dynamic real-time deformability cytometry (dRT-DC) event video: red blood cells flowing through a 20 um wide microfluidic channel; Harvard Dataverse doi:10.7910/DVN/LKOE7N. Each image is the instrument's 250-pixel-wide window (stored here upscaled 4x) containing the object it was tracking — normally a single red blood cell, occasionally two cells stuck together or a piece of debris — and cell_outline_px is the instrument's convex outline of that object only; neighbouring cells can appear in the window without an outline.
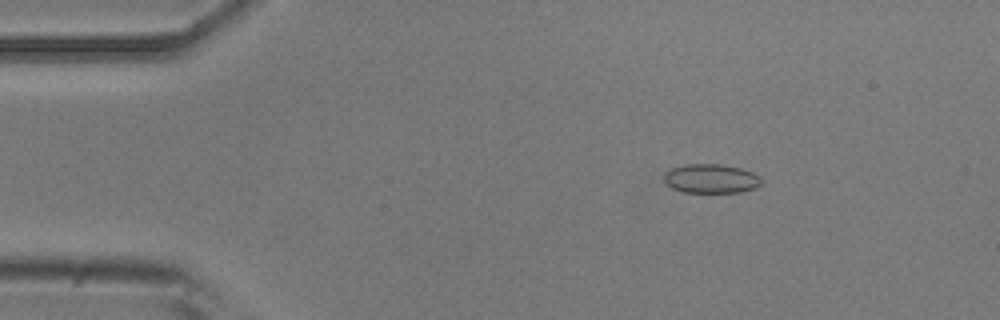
{"species": "common noctule bat (a hibernating species)", "species_latin": "Nyctalus noctula", "temperature_condition": "room temperature", "stored_images_in_passage": 46, "camera_frame_rate_fps": 3000, "um_per_image_px": 0.085, "animal": {"sex": "male", "body_mass_g": 20.5, "forearm_length_mm": 52.5}, "frame": {"image": 1, "passage_image": 2, "time_ms": 0.333, "image_size_px": [1000, 320], "cell_outline_px": [[760, 184], [756, 188], [740, 192], [684, 192], [672, 188], [664, 180], [664, 172], [672, 168], [688, 164], [720, 164], [740, 168], [752, 172], [760, 176]], "centroid_in_image_um": [60.44, 15.18], "position_along_channel_um": 24.6, "area_um2": 16.42}}
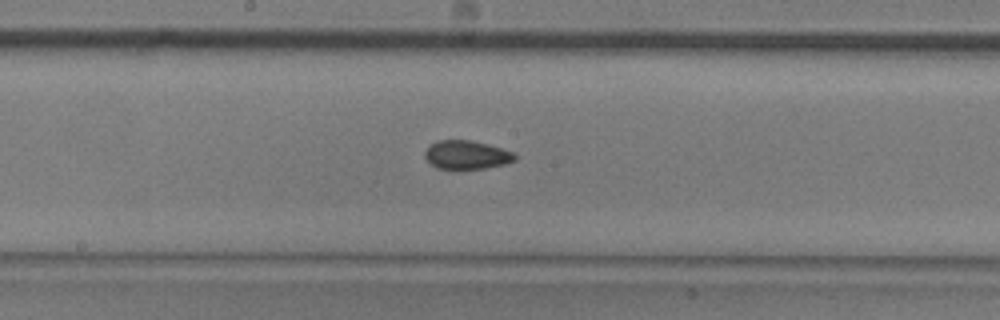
{"frame": {"image": 2, "passage_image": 21, "time_ms": 6.667, "image_size_px": [1000, 320], "cell_outline_px": [[516, 160], [504, 164], [484, 168], [436, 168], [424, 156], [424, 152], [436, 140], [468, 140], [488, 144], [512, 152], [516, 156]], "centroid_in_image_um": [39.66, 13.15], "position_along_channel_um": 208.5, "area_um2": 14.68}}
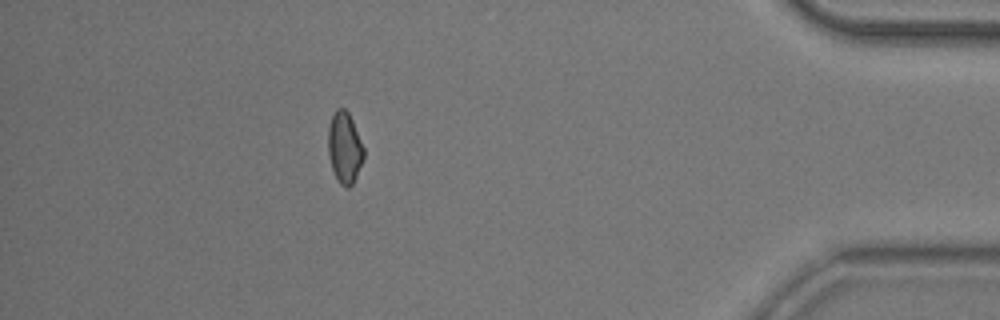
{"frame": {"image": 3, "passage_image": 40, "time_ms": 13.0, "image_size_px": [1000, 320], "cell_outline_px": [[364, 156], [356, 176], [352, 184], [348, 188], [340, 184], [332, 168], [328, 156], [328, 128], [332, 116], [336, 108], [344, 108], [348, 112], [352, 120], [364, 148]], "centroid_in_image_um": [29.28, 12.53], "position_along_channel_um": 405.9, "area_um2": 14.62}, "authors_computed_cell_mechanics": {"area_um2": 15.1725, "velocity_mm_per_s": 3.9053, "shape_relaxation_time_tau1_ms": null, "shape_relaxation_time_tau2_ms": 2.2536, "deformation_change_tau1": null, "deformation_change_tau2": 0.0545}}